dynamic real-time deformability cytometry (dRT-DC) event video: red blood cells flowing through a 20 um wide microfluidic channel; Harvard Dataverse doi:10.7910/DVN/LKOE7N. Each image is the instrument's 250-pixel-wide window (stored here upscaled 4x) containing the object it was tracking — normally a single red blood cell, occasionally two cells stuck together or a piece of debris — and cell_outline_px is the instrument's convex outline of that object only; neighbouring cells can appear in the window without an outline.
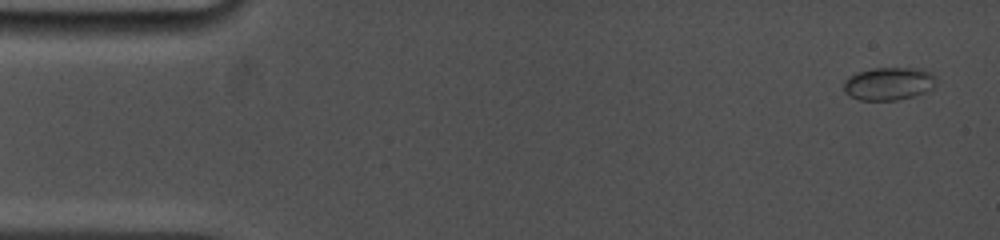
{"species": "common noctule bat (a hibernating species)", "species_latin": "Nyctalus noctula", "temperature_condition": "cold", "stored_images_in_passage": 14, "camera_frame_rate_fps": 5000, "um_per_image_px": 0.085, "animal": {"sex": "female", "body_mass_g": 19.0, "forearm_length_mm": 53.3}, "frame": {"image": 1, "passage_image": 1, "time_ms": 0.0, "image_size_px": [1000, 240], "cell_outline_px": [[936, 80], [932, 88], [924, 92], [912, 96], [896, 100], [860, 100], [848, 96], [844, 92], [844, 80], [848, 76], [856, 72], [872, 68], [920, 68], [932, 72], [936, 76]], "centroid_in_image_um": [75.51, 7.1], "position_along_channel_um": 9.5, "area_um2": 17.92}}
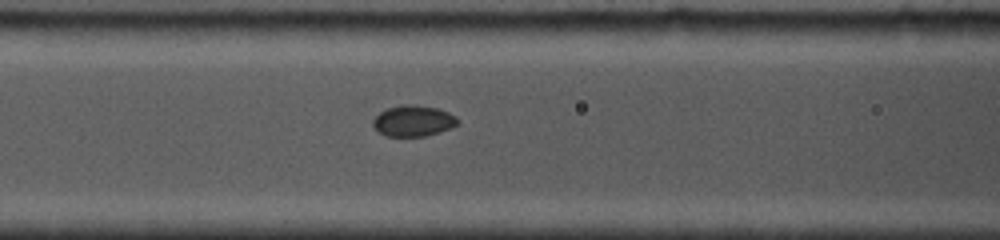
{"frame": {"image": 2, "passage_image": 8, "time_ms": 6.2, "image_size_px": [1000, 240], "cell_outline_px": [[460, 124], [452, 128], [428, 136], [384, 136], [372, 124], [372, 120], [380, 112], [388, 108], [404, 104], [416, 104], [436, 108], [448, 112], [456, 116], [460, 120]], "centroid_in_image_um": [35.18, 10.28], "position_along_channel_um": 131.4, "area_um2": 15.49}}
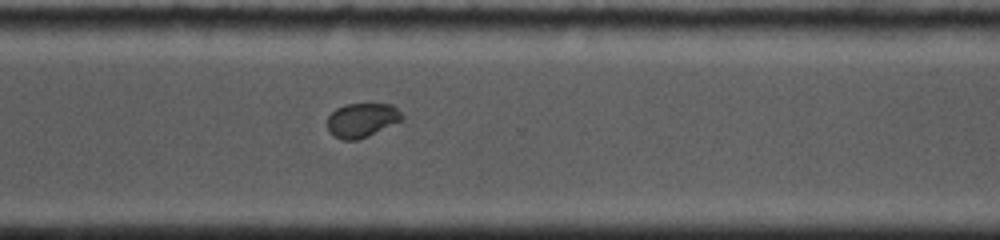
{"frame": {"image": 3, "passage_image": 14, "time_ms": 11.6, "image_size_px": [1000, 240], "cell_outline_px": [[404, 120], [368, 136], [356, 140], [344, 140], [332, 136], [328, 128], [328, 116], [336, 108], [344, 104], [392, 104], [404, 116]], "centroid_in_image_um": [30.77, 10.21], "position_along_channel_um": 339.8, "area_um2": 14.97}}